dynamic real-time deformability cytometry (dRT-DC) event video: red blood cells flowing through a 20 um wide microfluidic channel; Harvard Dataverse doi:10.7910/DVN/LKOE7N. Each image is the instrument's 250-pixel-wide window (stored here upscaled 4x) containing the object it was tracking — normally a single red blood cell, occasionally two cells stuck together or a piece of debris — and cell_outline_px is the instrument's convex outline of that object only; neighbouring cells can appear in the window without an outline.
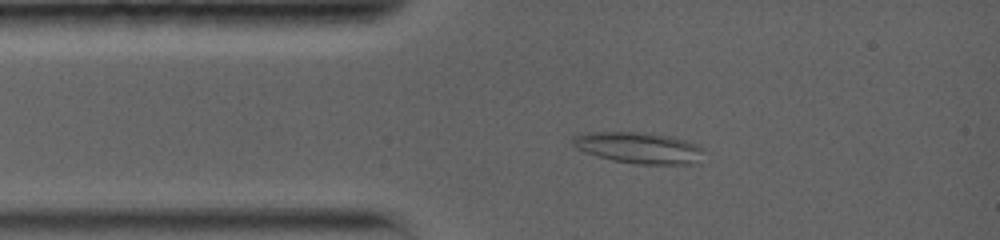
{"species": "common noctule bat (a hibernating species)", "species_latin": "Nyctalus noctula", "temperature_condition": "warm", "stored_images_in_passage": 31, "camera_frame_rate_fps": 5000, "um_per_image_px": 0.085, "animal": {"sex": "female", "body_mass_g": 19.0, "forearm_length_mm": 56.7}, "frame": {"image": 1, "passage_image": 5, "time_ms": 1.8, "image_size_px": [1000, 240], "cell_outline_px": [[704, 148], [700, 164], [636, 164], [612, 160], [596, 156], [584, 152], [576, 148], [572, 144], [572, 136], [588, 132], [640, 132], [672, 136], [696, 144]], "centroid_in_image_um": [54.32, 12.57], "position_along_channel_um": 30.7, "area_um2": 24.16}}
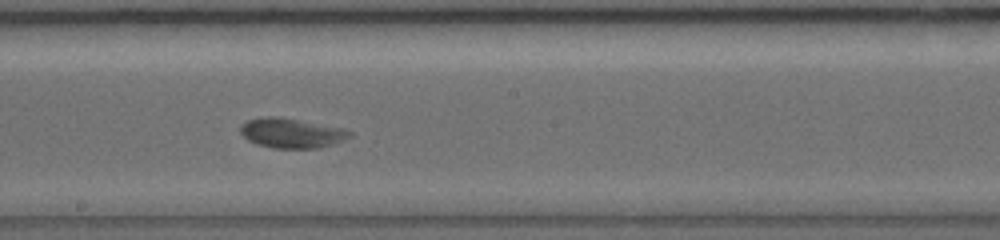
{"frame": {"image": 2, "passage_image": 17, "time_ms": 7.4, "image_size_px": [1000, 240], "cell_outline_px": [[352, 136], [332, 144], [320, 148], [272, 148], [256, 144], [248, 140], [240, 132], [240, 124], [248, 120], [268, 116], [276, 116], [340, 128], [352, 132]], "centroid_in_image_um": [24.73, 11.32], "position_along_channel_um": 223.5, "area_um2": 18.67}}
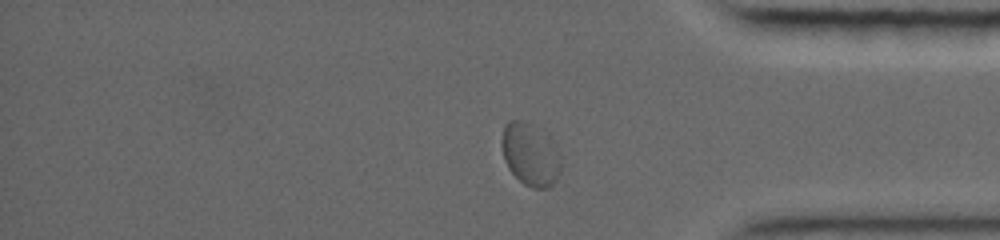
{"frame": {"image": 3, "passage_image": 28, "time_ms": 12.2, "image_size_px": [1000, 240], "cell_outline_px": [[560, 172], [556, 180], [548, 188], [532, 188], [524, 184], [508, 168], [504, 160], [504, 124], [508, 120], [520, 120], [532, 124], [548, 132], [556, 140], [560, 156]], "centroid_in_image_um": [45.15, 13.1], "position_along_channel_um": 390.0, "area_um2": 21.85}, "authors_computed_cell_mechanics": {"area_um2": 18.9006, "velocity_mm_per_s": 3.6921, "shape_relaxation_time_tau1_ms": 3.8851, "shape_relaxation_time_tau2_ms": null, "deformation_change_tau1": 0.1175, "deformation_change_tau2": null}}